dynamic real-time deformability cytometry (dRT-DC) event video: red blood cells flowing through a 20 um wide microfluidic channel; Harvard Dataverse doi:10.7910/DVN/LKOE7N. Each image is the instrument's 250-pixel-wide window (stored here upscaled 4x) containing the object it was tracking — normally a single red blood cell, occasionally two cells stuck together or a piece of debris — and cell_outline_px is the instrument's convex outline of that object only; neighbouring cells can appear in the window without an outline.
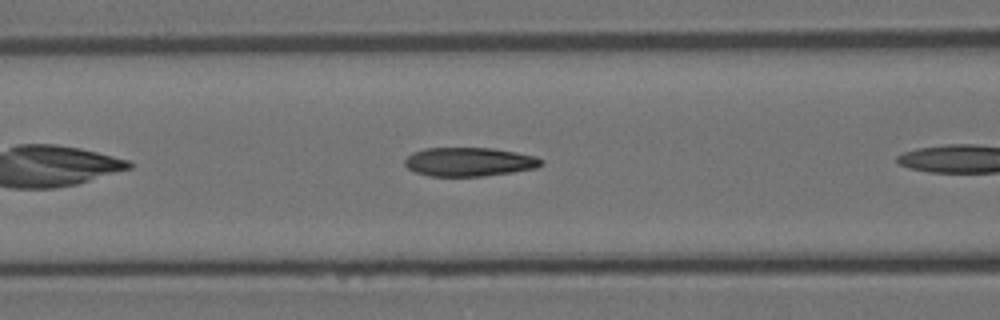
{"species": "Egyptian fruit bat (a non-hibernating species)", "species_latin": "Rousettus aegyptiacus", "temperature_condition": "room temperature", "stored_images_in_passage": 9, "camera_frame_rate_fps": 3000, "um_per_image_px": 0.085, "animal": {"sex": "female"}, "frame": {"image": 1, "passage_image": 7, "time_ms": 2.0, "image_size_px": [1000, 320], "cell_outline_px": [[544, 164], [536, 168], [512, 172], [484, 176], [428, 176], [416, 172], [408, 168], [404, 164], [404, 160], [412, 152], [424, 148], [492, 148], [516, 152], [536, 156], [544, 160]], "centroid_in_image_um": [39.89, 13.75], "position_along_channel_um": 126.7, "area_um2": 23.06}}